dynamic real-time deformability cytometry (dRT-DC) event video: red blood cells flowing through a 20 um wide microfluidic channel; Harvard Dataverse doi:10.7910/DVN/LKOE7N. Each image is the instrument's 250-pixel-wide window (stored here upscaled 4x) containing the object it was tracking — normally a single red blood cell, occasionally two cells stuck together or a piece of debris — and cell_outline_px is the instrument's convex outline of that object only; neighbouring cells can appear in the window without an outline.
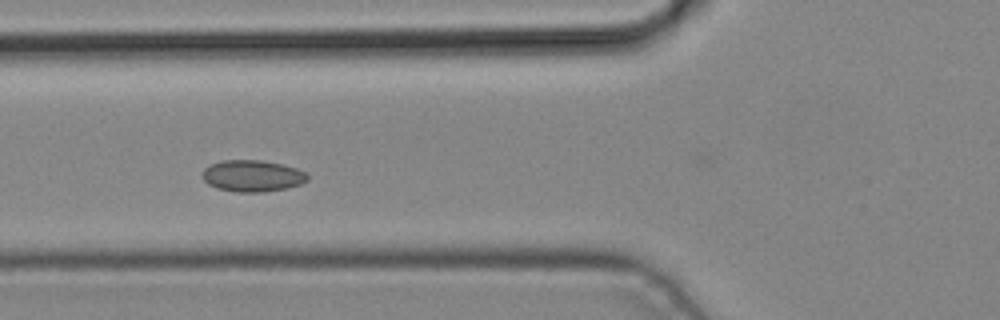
{"species": "common noctule bat (a hibernating species)", "species_latin": "Nyctalus noctula", "temperature_condition": "cold", "stored_images_in_passage": 5, "camera_frame_rate_fps": 3000, "um_per_image_px": 0.085, "animal": {"sex": "male", "body_mass_g": 19.2, "forearm_length_mm": 51.8}, "frame": {"image": 1, "passage_image": 4, "time_ms": 1.0, "image_size_px": [1000, 320], "cell_outline_px": [[308, 180], [300, 184], [284, 188], [264, 192], [236, 192], [216, 188], [208, 184], [204, 180], [204, 168], [212, 164], [224, 160], [260, 160], [280, 164], [296, 168], [304, 172], [308, 176]], "centroid_in_image_um": [21.45, 14.95], "position_along_channel_um": 104.4, "area_um2": 19.07}}
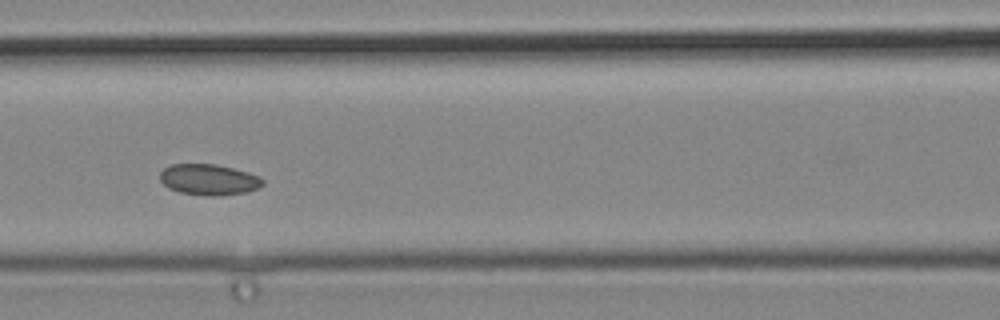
{"frame": {"image": 2, "passage_image": 5, "time_ms": 1.333, "image_size_px": [1000, 320], "cell_outline_px": [[264, 184], [260, 188], [244, 192], [216, 196], [208, 196], [180, 192], [168, 188], [160, 180], [160, 172], [164, 168], [172, 164], [216, 164], [248, 172], [260, 176], [264, 180]], "centroid_in_image_um": [17.77, 15.26], "position_along_channel_um": 148.8, "area_um2": 18.55}}